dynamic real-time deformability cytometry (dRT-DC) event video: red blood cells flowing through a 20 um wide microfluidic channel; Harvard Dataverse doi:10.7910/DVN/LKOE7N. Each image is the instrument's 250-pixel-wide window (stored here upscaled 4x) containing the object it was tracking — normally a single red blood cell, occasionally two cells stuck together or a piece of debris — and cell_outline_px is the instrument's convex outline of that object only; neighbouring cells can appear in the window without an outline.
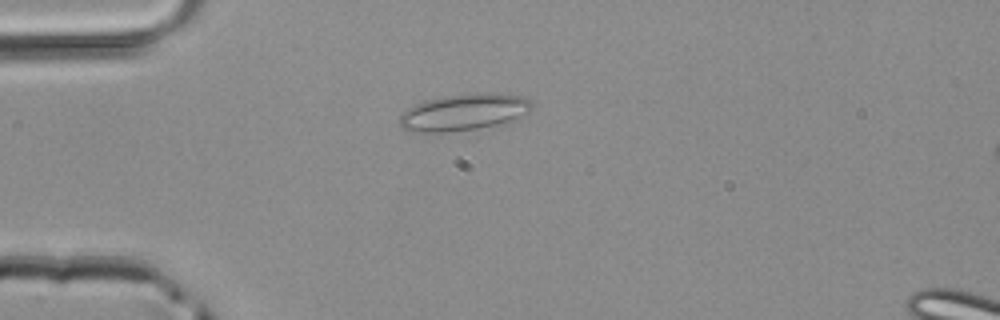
{"species": "common noctule bat (a hibernating species)", "species_latin": "Nyctalus noctula", "temperature_condition": "room temperature", "stored_images_in_passage": 40, "camera_frame_rate_fps": 3000, "um_per_image_px": 0.085, "animal": {"sex": "male", "body_mass_g": 20.4}, "frame": {"image": 1, "passage_image": 5, "time_ms": 1.333, "image_size_px": [1000, 320], "cell_outline_px": [[532, 108], [528, 112], [512, 120], [476, 128], [444, 132], [408, 132], [400, 128], [400, 116], [408, 108], [416, 104], [428, 100], [444, 96], [480, 92], [500, 92], [520, 96], [532, 100]], "centroid_in_image_um": [39.42, 9.52], "position_along_channel_um": 45.6, "area_um2": 28.15}}
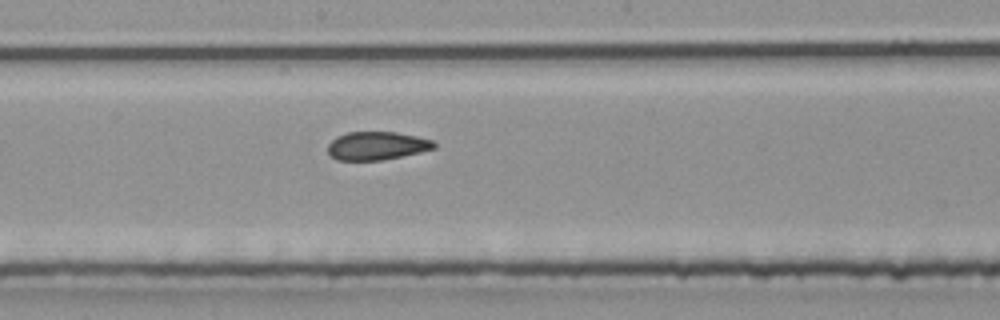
{"frame": {"image": 2, "passage_image": 18, "time_ms": 5.667, "image_size_px": [1000, 320], "cell_outline_px": [[436, 148], [420, 152], [380, 160], [336, 160], [328, 152], [328, 144], [336, 136], [348, 132], [396, 132], [416, 136], [432, 140], [436, 144]], "centroid_in_image_um": [32.02, 12.38], "position_along_channel_um": 216.2, "area_um2": 17.4}}
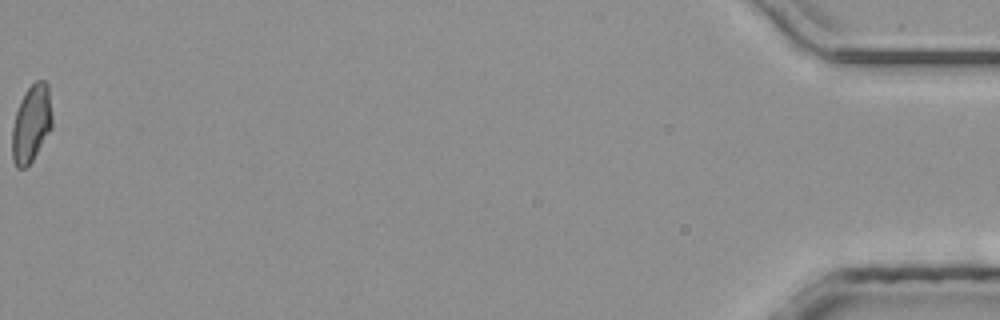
{"frame": {"image": 3, "passage_image": 40, "time_ms": 13.0, "image_size_px": [1000, 320], "cell_outline_px": [[52, 128], [32, 160], [24, 168], [16, 168], [12, 160], [12, 128], [16, 112], [20, 100], [24, 92], [36, 80], [44, 80], [48, 84], [52, 116]], "centroid_in_image_um": [2.66, 10.49], "position_along_channel_um": 432.5, "area_um2": 18.09}}